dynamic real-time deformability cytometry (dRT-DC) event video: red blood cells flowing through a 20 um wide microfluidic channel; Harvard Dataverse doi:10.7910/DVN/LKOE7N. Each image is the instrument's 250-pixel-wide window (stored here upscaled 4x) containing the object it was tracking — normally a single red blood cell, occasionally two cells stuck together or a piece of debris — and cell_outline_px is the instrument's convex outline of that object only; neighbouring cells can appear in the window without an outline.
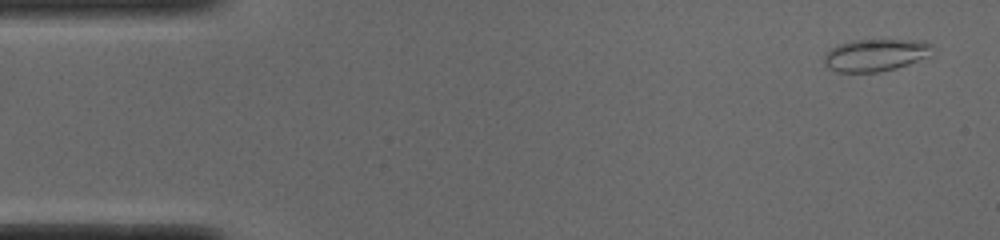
{"species": "common noctule bat (a hibernating species)", "species_latin": "Nyctalus noctula", "temperature_condition": "cold", "stored_images_in_passage": 51, "segment_of_instrument_passage": [1, 2], "camera_frame_rate_fps": 3000, "um_per_image_px": 0.085, "animal": {"sex": "male", "body_mass_g": 19.0, "forearm_length_mm": 50.8}, "frame": {"image": 1, "passage_image": 2, "time_ms": 0.333, "image_size_px": [1000, 240], "cell_outline_px": [[932, 44], [924, 56], [916, 60], [896, 68], [876, 72], [836, 72], [828, 68], [824, 60], [824, 56], [832, 48], [840, 44], [852, 40], [924, 40]], "centroid_in_image_um": [74.34, 4.67], "position_along_channel_um": 10.7, "area_um2": 19.77}}
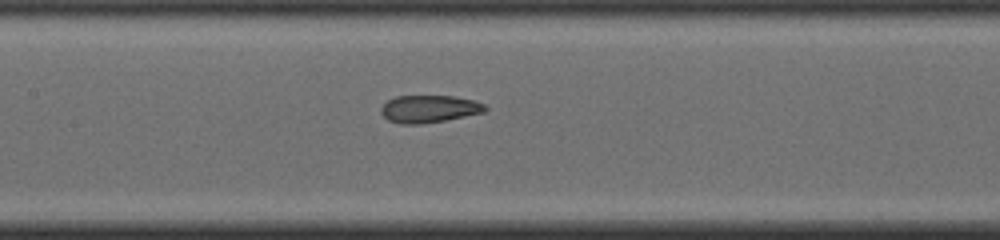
{"frame": {"image": 2, "passage_image": 23, "time_ms": 7.333, "image_size_px": [1000, 240], "cell_outline_px": [[488, 108], [484, 112], [444, 120], [420, 124], [400, 124], [388, 120], [380, 112], [380, 108], [388, 100], [396, 96], [452, 96], [472, 100], [484, 104]], "centroid_in_image_um": [36.44, 9.26], "position_along_channel_um": 171.0, "area_um2": 16.47}}
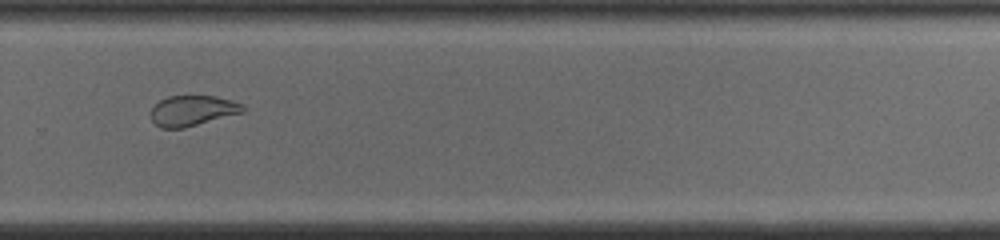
{"frame": {"image": 3, "passage_image": 34, "time_ms": 11.0, "image_size_px": [1000, 240], "cell_outline_px": [[244, 112], [184, 128], [160, 128], [152, 120], [152, 108], [160, 100], [168, 96], [216, 96], [232, 100], [244, 104]], "centroid_in_image_um": [16.39, 9.4], "position_along_channel_um": 313.4, "area_um2": 16.24}}